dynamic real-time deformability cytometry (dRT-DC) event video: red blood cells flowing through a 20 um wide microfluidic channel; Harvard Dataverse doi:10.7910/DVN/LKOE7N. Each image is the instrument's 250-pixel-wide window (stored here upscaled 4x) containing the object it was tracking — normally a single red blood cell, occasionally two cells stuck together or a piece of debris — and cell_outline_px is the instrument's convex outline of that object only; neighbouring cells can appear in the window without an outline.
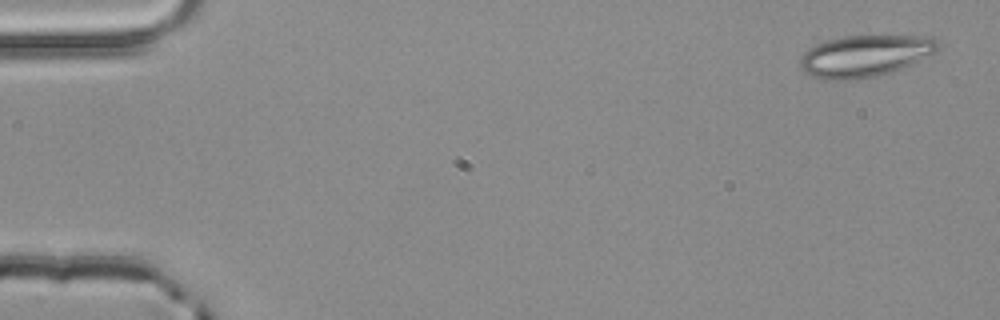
{"species": "common noctule bat (a hibernating species)", "species_latin": "Nyctalus noctula", "temperature_condition": "room temperature", "stored_images_in_passage": 4, "camera_frame_rate_fps": 3000, "um_per_image_px": 0.085, "animal": {"sex": "male", "body_mass_g": 20.4}, "frame": {"image": 1, "passage_image": 1, "time_ms": 0.0, "image_size_px": [1000, 320], "cell_outline_px": [[940, 48], [936, 52], [912, 64], [876, 76], [848, 80], [820, 80], [804, 72], [800, 68], [800, 56], [808, 48], [816, 44], [828, 40], [844, 36], [932, 36], [940, 44]], "centroid_in_image_um": [73.5, 4.75], "position_along_channel_um": 11.5, "area_um2": 33.58}}
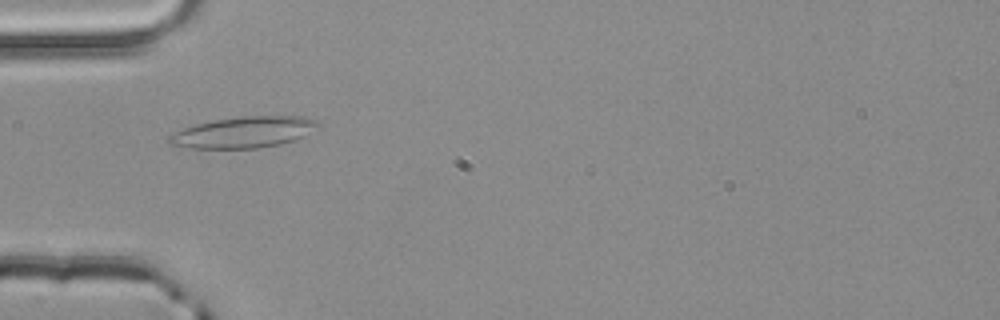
{"frame": {"image": 2, "passage_image": 4, "time_ms": 1.0, "image_size_px": [1000, 320], "cell_outline_px": [[320, 124], [304, 136], [296, 140], [280, 144], [256, 148], [188, 148], [168, 144], [168, 136], [184, 128], [196, 124], [212, 120], [244, 116], [304, 116], [316, 120]], "centroid_in_image_um": [20.71, 11.24], "position_along_channel_um": 64.3, "area_um2": 26.93}}